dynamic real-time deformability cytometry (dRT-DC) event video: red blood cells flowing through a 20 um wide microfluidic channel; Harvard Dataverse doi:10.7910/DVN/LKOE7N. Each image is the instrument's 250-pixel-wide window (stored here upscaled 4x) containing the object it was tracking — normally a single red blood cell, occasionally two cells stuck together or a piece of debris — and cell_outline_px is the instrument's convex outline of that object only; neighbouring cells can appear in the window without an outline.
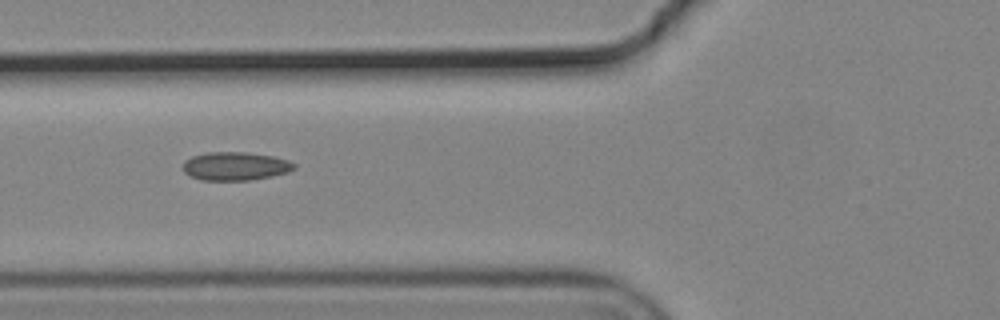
{"species": "common noctule bat (a hibernating species)", "species_latin": "Nyctalus noctula", "temperature_condition": "cold", "stored_images_in_passage": 9, "camera_frame_rate_fps": 3000, "um_per_image_px": 0.085, "animal": {"sex": "male", "body_mass_g": 19.2, "forearm_length_mm": 51.8}, "frame": {"image": 1, "passage_image": 6, "time_ms": 1.667, "image_size_px": [1000, 320], "cell_outline_px": [[296, 168], [288, 172], [272, 176], [248, 180], [200, 180], [184, 172], [184, 160], [192, 156], [208, 152], [244, 152], [272, 156], [288, 160], [296, 164]], "centroid_in_image_um": [20.01, 14.12], "position_along_channel_um": 105.8, "area_um2": 18.32}}
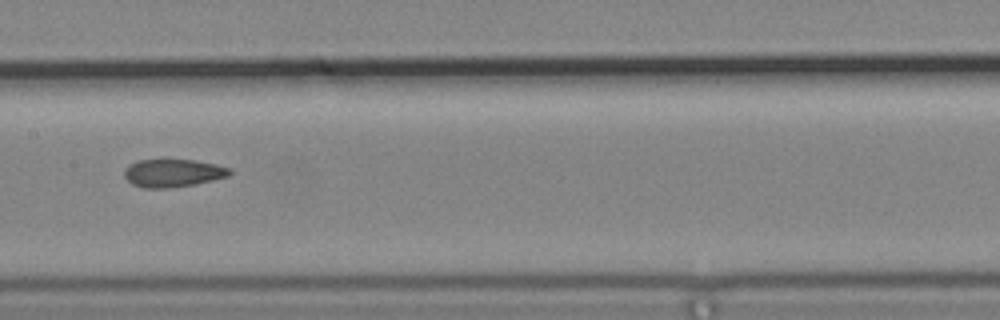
{"frame": {"image": 2, "passage_image": 8, "time_ms": 2.333, "image_size_px": [1000, 320], "cell_outline_px": [[232, 172], [228, 176], [212, 180], [192, 184], [168, 188], [144, 188], [132, 184], [124, 176], [124, 168], [128, 164], [140, 160], [164, 156], [196, 160], [216, 164], [232, 168]], "centroid_in_image_um": [14.67, 14.64], "position_along_channel_um": 192.7, "area_um2": 17.92}}
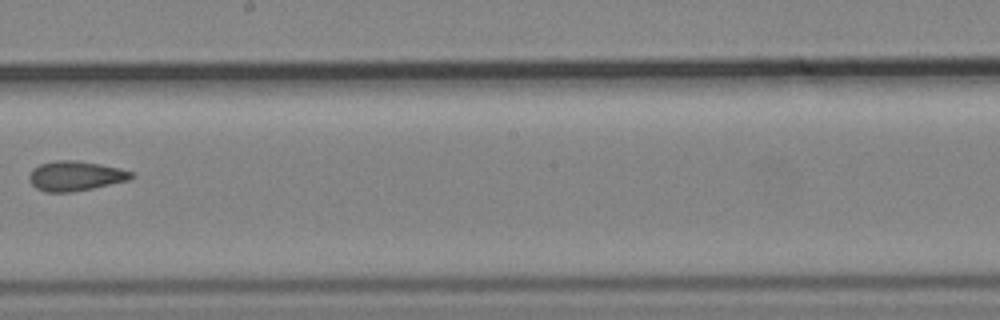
{"frame": {"image": 3, "passage_image": 9, "time_ms": 2.667, "image_size_px": [1000, 320], "cell_outline_px": [[136, 176], [128, 180], [92, 188], [72, 192], [44, 192], [36, 188], [28, 180], [28, 176], [32, 168], [40, 164], [56, 160], [76, 160], [100, 164], [120, 168], [132, 172]], "centroid_in_image_um": [6.38, 14.95], "position_along_channel_um": 241.8, "area_um2": 17.8}}